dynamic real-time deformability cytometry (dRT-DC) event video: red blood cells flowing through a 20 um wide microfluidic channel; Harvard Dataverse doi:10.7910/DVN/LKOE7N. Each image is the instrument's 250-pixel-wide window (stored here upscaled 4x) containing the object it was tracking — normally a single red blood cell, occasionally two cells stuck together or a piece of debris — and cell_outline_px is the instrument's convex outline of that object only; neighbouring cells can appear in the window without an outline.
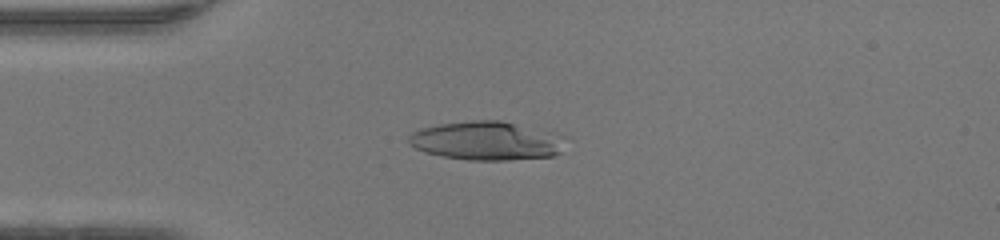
{"species": "human", "species_latin": "Homo sapiens", "temperature_condition": "warm", "stored_images_in_passage": 48, "camera_frame_rate_fps": 3000, "um_per_image_px": 0.085, "donor": {"sex": "female"}, "frame": {"image": 1, "passage_image": 12, "time_ms": 3.667, "image_size_px": [1000, 240], "cell_outline_px": [[564, 136], [560, 152], [552, 156], [508, 160], [468, 160], [444, 156], [424, 152], [408, 144], [408, 136], [412, 132], [420, 128], [440, 124], [472, 120], [500, 120], [556, 132]], "centroid_in_image_um": [41.35, 11.96], "position_along_channel_um": 43.7, "area_um2": 35.49}}
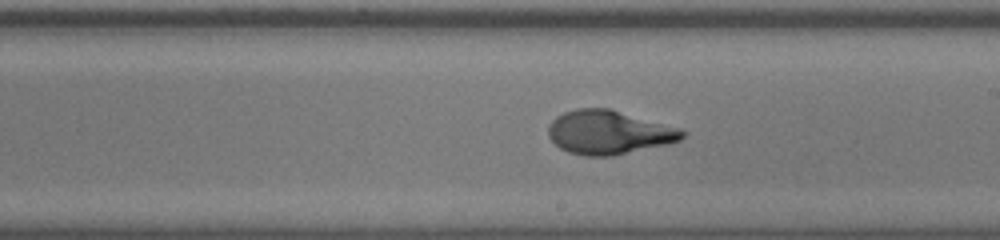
{"frame": {"image": 2, "passage_image": 27, "time_ms": 8.667, "image_size_px": [1000, 240], "cell_outline_px": [[688, 132], [680, 140], [668, 144], [612, 156], [584, 156], [568, 152], [560, 148], [548, 136], [548, 124], [556, 116], [564, 112], [576, 108], [608, 108], [680, 128]], "centroid_in_image_um": [51.74, 11.25], "position_along_channel_um": 237.3, "area_um2": 34.28}}
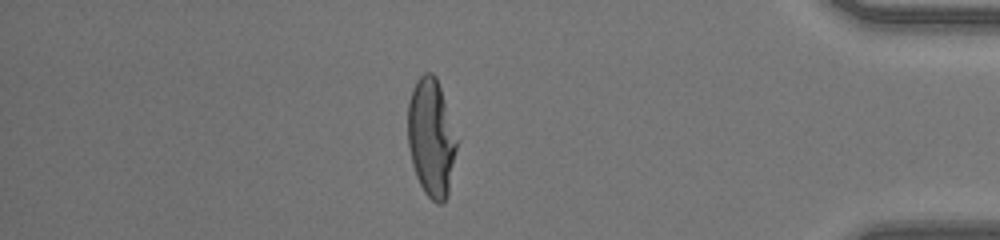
{"frame": {"image": 3, "passage_image": 41, "time_ms": 13.333, "image_size_px": [1000, 240], "cell_outline_px": [[460, 140], [448, 196], [444, 204], [436, 204], [424, 192], [416, 176], [412, 164], [408, 144], [408, 104], [412, 88], [416, 80], [424, 72], [432, 72], [436, 76]], "centroid_in_image_um": [36.7, 11.72], "position_along_channel_um": 398.5, "area_um2": 34.68}, "authors_computed_cell_mechanics": {"area_um2": 34.2754, "velocity_mm_per_s": 4.2933, "shape_relaxation_time_tau1_ms": 5.633, "shape_relaxation_time_tau2_ms": null, "deformation_change_tau1": 0.309, "deformation_change_tau2": null}}